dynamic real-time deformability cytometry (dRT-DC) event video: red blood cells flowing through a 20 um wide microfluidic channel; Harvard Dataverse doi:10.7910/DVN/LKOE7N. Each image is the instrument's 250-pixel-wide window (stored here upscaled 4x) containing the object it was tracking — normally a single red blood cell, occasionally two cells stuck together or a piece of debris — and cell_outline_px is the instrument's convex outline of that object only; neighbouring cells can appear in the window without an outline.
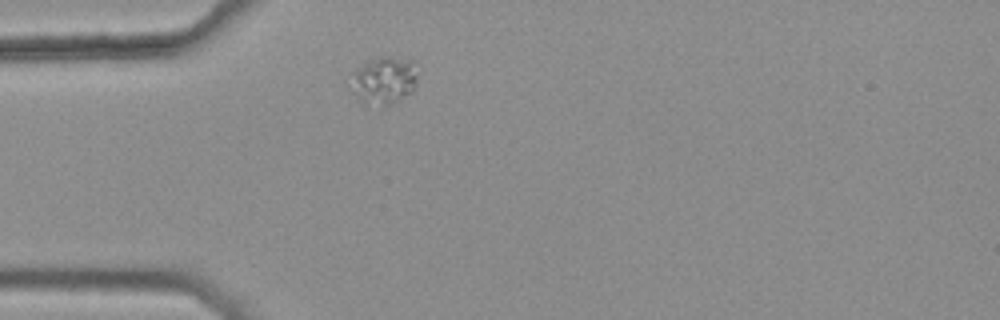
{"species": "common noctule bat (a hibernating species)", "species_latin": "Nyctalus noctula", "temperature_condition": "warm", "stored_images_in_passage": 38, "camera_frame_rate_fps": 3000, "um_per_image_px": 0.085, "animal": {"sex": "female", "body_mass_g": 25.1}, "frame": {"image": 1, "passage_image": 1, "time_ms": 0.0, "image_size_px": [1000, 320], "cell_outline_px": [[416, 84], [412, 92], [392, 104], [364, 108], [348, 88], [348, 72], [376, 56], [388, 56], [412, 60], [416, 76]], "centroid_in_image_um": [32.49, 6.87], "position_along_channel_um": 52.5, "area_um2": 19.65}}
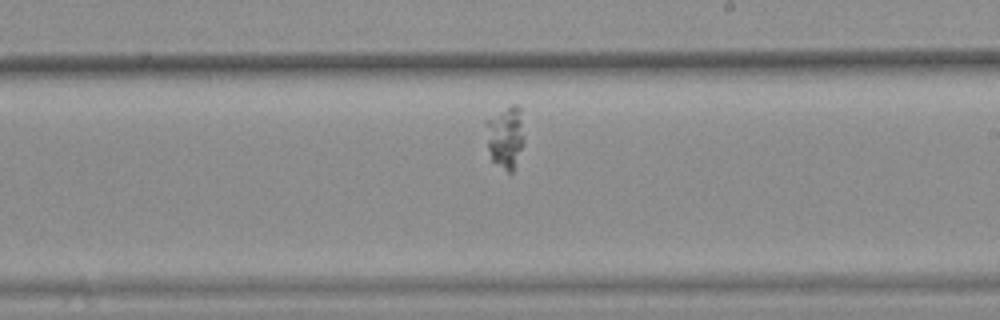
{"frame": {"image": 2, "passage_image": 18, "time_ms": 5.667, "image_size_px": [1000, 320], "cell_outline_px": [[524, 144], [512, 172], [508, 172], [492, 160], [488, 148], [484, 120], [512, 104], [520, 104], [524, 136]], "centroid_in_image_um": [42.97, 11.6], "position_along_channel_um": 246.0, "area_um2": 14.05}}
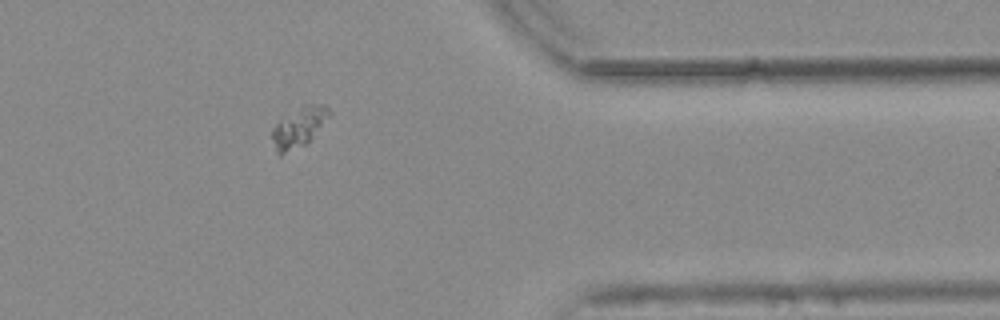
{"frame": {"image": 3, "passage_image": 31, "time_ms": 10.0, "image_size_px": [1000, 320], "cell_outline_px": [[332, 112], [312, 136], [304, 144], [280, 156], [276, 152], [272, 136], [272, 128], [280, 120], [304, 104], [324, 104]], "centroid_in_image_um": [25.38, 10.8], "position_along_channel_um": 386.0, "area_um2": 12.77}}